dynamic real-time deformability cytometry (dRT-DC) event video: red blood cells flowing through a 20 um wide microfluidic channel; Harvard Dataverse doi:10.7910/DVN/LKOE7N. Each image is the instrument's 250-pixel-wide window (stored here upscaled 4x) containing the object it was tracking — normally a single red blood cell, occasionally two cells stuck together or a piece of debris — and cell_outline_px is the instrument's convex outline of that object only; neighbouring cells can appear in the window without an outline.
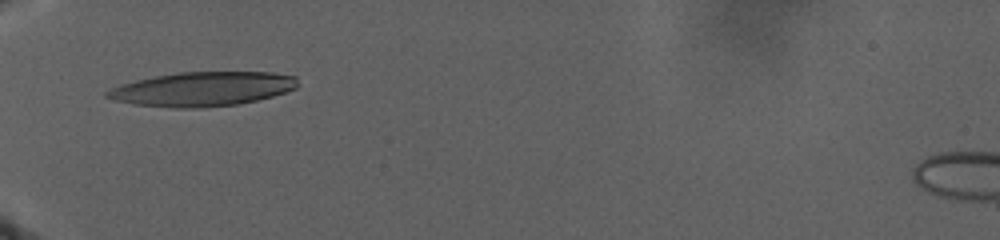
{"species": "human", "species_latin": "Homo sapiens", "temperature_condition": "warm", "stored_images_in_passage": 6, "camera_frame_rate_fps": 3000, "um_per_image_px": 0.085, "donor": {"sex": "male"}, "frame": {"image": 1, "passage_image": 1, "time_ms": 0.0, "image_size_px": [1000, 240], "cell_outline_px": [[296, 88], [272, 96], [256, 100], [236, 104], [196, 108], [172, 108], [136, 104], [116, 100], [104, 96], [104, 92], [120, 84], [136, 80], [176, 72], [272, 72], [296, 76]], "centroid_in_image_um": [17.18, 7.56], "position_along_channel_um": 67.8, "area_um2": 37.8}}
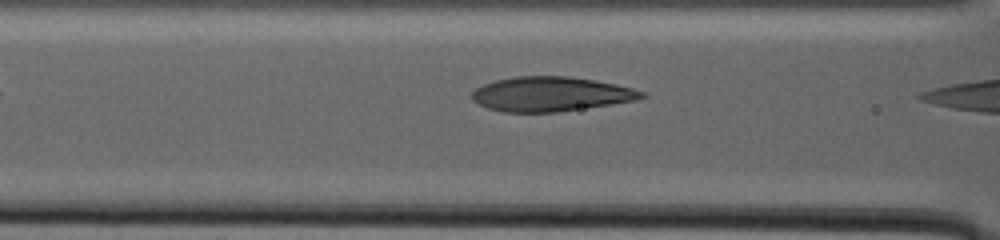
{"frame": {"image": 2, "passage_image": 3, "time_ms": 1.0, "image_size_px": [1000, 240], "cell_outline_px": [[648, 96], [636, 100], [556, 112], [500, 112], [488, 108], [472, 100], [472, 92], [476, 88], [484, 84], [496, 80], [516, 76], [568, 76], [616, 84], [632, 88], [644, 92]], "centroid_in_image_um": [46.8, 7.99], "position_along_channel_um": 119.8, "area_um2": 33.93}}